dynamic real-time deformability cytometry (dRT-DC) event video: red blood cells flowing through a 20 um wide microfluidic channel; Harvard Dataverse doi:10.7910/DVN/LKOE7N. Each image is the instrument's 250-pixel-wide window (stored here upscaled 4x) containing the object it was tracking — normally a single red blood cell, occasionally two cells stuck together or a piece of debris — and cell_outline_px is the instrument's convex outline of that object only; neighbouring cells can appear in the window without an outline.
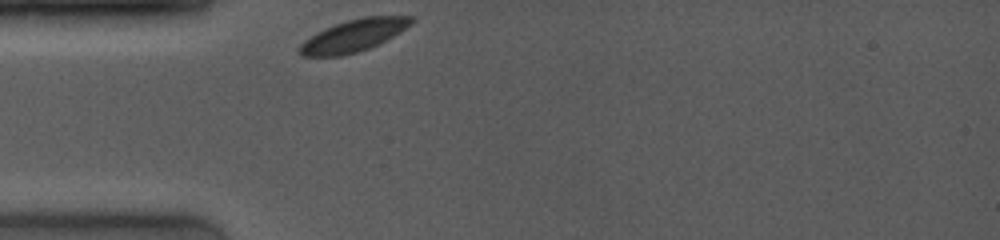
{"species": "common noctule bat (a hibernating species)", "species_latin": "Nyctalus noctula", "temperature_condition": "room temperature", "stored_images_in_passage": 39, "camera_frame_rate_fps": 4000, "um_per_image_px": 0.085, "animal": {"sex": "female", "body_mass_g": 19.0, "forearm_length_mm": 53.3}, "frame": {"image": 1, "passage_image": 1, "time_ms": 0.0, "image_size_px": [1000, 240], "cell_outline_px": [[412, 24], [400, 32], [368, 48], [356, 52], [340, 56], [300, 56], [296, 52], [296, 48], [304, 40], [316, 32], [336, 24], [348, 20], [364, 16], [412, 16]], "centroid_in_image_um": [29.98, 3.03], "position_along_channel_um": 55.0, "area_um2": 20.75}}
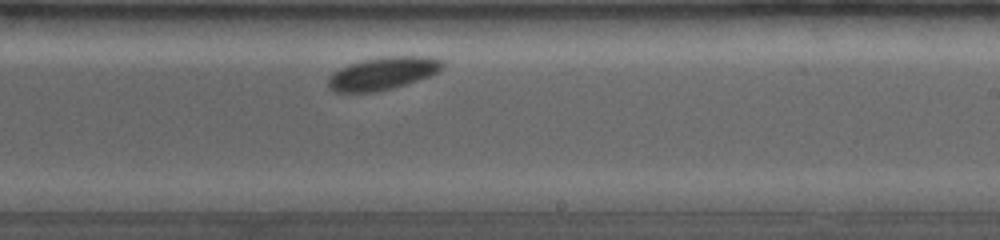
{"frame": {"image": 2, "passage_image": 23, "time_ms": 5.5, "image_size_px": [1000, 240], "cell_outline_px": [[444, 68], [428, 76], [392, 88], [376, 92], [336, 92], [328, 88], [328, 76], [332, 72], [340, 68], [364, 60], [384, 56], [432, 56], [444, 60]], "centroid_in_image_um": [32.55, 6.23], "position_along_channel_um": 256.5, "area_um2": 21.73}}
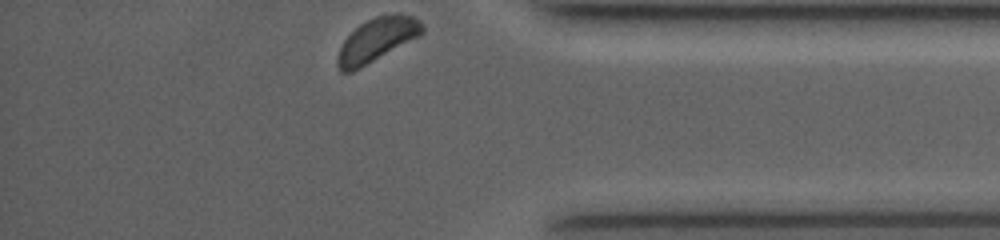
{"frame": {"image": 3, "passage_image": 39, "time_ms": 9.5, "image_size_px": [1000, 240], "cell_outline_px": [[424, 32], [420, 36], [352, 72], [340, 72], [336, 64], [336, 60], [340, 48], [344, 40], [360, 24], [376, 16], [396, 12], [400, 12], [412, 16], [420, 20], [424, 24]], "centroid_in_image_um": [32.07, 3.36], "position_along_channel_um": 403.1, "area_um2": 21.62}}